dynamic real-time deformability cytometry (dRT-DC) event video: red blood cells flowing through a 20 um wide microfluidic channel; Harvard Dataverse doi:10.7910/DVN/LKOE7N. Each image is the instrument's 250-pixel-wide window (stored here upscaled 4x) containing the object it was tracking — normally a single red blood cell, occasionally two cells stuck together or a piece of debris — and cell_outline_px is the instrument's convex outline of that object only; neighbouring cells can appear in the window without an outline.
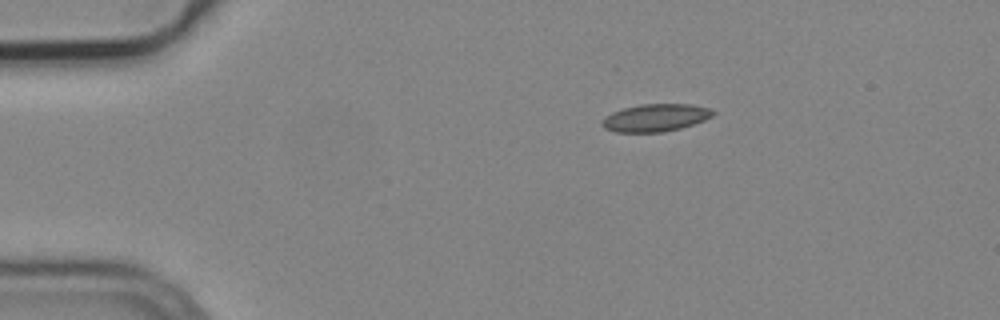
{"species": "common noctule bat (a hibernating species)", "species_latin": "Nyctalus noctula", "temperature_condition": "cold", "stored_images_in_passage": 3, "camera_frame_rate_fps": 3000, "um_per_image_px": 0.085, "animal": {"sex": "male", "body_mass_g": 19.2, "forearm_length_mm": 51.8}, "frame": {"image": 1, "passage_image": 3, "time_ms": 0.667, "image_size_px": [1000, 320], "cell_outline_px": [[716, 112], [712, 116], [704, 120], [680, 128], [660, 132], [616, 132], [604, 128], [600, 124], [600, 120], [604, 116], [612, 112], [624, 108], [640, 104], [692, 104], [712, 108]], "centroid_in_image_um": [55.69, 10.0], "position_along_channel_um": 29.3, "area_um2": 17.92}}